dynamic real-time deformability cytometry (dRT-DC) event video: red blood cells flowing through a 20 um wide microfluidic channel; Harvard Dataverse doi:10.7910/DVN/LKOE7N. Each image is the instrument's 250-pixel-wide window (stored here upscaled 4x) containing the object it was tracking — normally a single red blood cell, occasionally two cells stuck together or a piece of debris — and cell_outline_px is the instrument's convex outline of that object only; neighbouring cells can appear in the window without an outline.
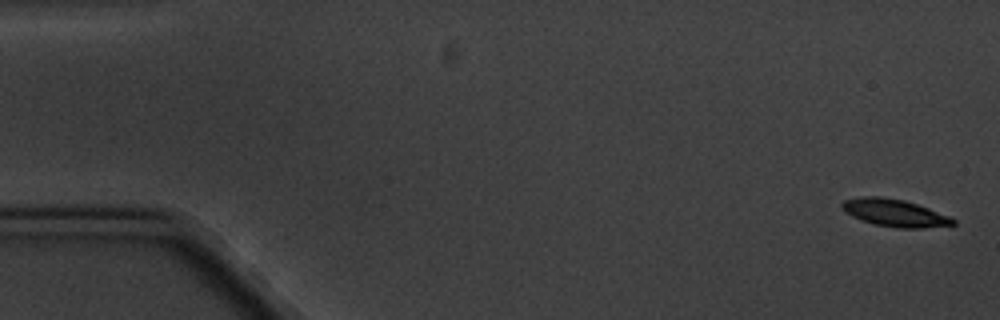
{"species": "common noctule bat (a hibernating species)", "species_latin": "Nyctalus noctula", "temperature_condition": "cold", "stored_images_in_passage": 8, "camera_frame_rate_fps": 3000, "um_per_image_px": 0.085, "animal": {"sex": "male", "body_mass_g": 20.1, "forearm_length_mm": 53.5}, "frame": {"image": 1, "passage_image": 1, "time_ms": 0.0, "image_size_px": [1000, 320], "cell_outline_px": [[956, 224], [924, 228], [896, 228], [876, 224], [860, 220], [844, 212], [840, 208], [840, 204], [844, 200], [860, 196], [880, 196], [904, 200], [928, 208], [948, 216], [956, 220]], "centroid_in_image_um": [75.99, 18.09], "position_along_channel_um": 9.0, "area_um2": 17.74}}
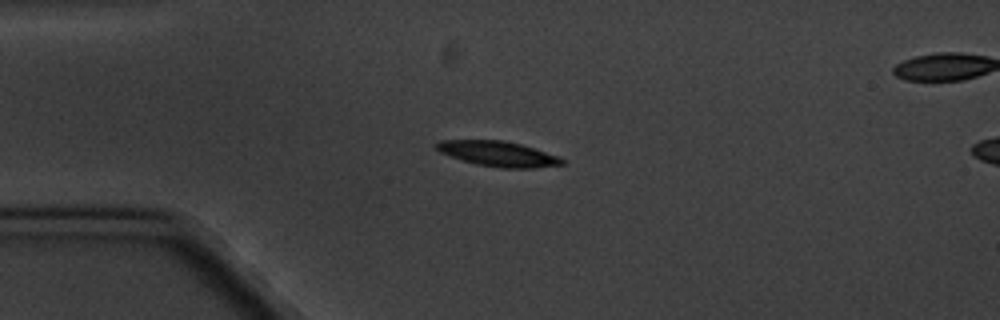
{"frame": {"image": 2, "passage_image": 4, "time_ms": 4.333, "image_size_px": [1000, 320], "cell_outline_px": [[564, 164], [532, 168], [500, 168], [476, 164], [440, 152], [432, 144], [440, 140], [504, 140], [520, 144], [560, 156], [564, 160]], "centroid_in_image_um": [42.34, 13.07], "position_along_channel_um": 42.7, "area_um2": 18.38}}